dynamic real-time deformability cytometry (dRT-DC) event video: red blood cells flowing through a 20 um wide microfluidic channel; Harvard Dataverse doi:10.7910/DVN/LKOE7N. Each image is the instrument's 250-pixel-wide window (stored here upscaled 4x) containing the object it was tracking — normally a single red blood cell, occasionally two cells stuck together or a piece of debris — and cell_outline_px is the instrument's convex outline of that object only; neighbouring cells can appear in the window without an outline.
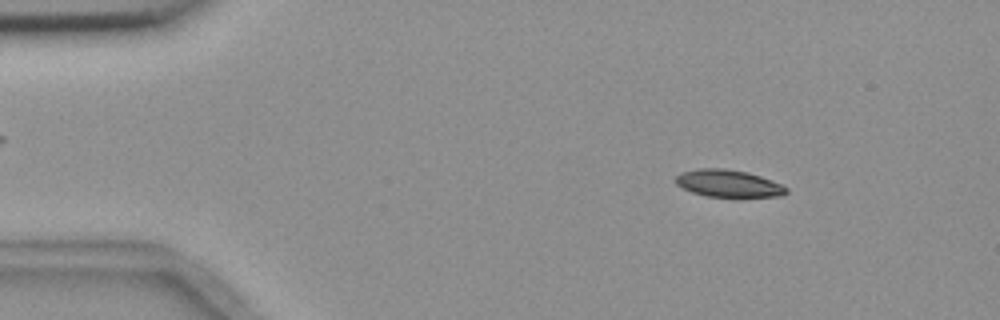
{"species": "common noctule bat (a hibernating species)", "species_latin": "Nyctalus noctula", "temperature_condition": "room temperature", "stored_images_in_passage": 4, "camera_frame_rate_fps": 3000, "um_per_image_px": 0.085, "animal": {"sex": "female", "body_mass_g": 18.4}, "frame": {"image": 1, "passage_image": 2, "time_ms": 1.0, "image_size_px": [1000, 320], "cell_outline_px": [[788, 192], [784, 196], [740, 200], [708, 196], [692, 192], [676, 184], [676, 176], [680, 172], [700, 168], [724, 168], [748, 172], [772, 180], [788, 188]], "centroid_in_image_um": [62.0, 15.65], "position_along_channel_um": 23.0, "area_um2": 18.5}}